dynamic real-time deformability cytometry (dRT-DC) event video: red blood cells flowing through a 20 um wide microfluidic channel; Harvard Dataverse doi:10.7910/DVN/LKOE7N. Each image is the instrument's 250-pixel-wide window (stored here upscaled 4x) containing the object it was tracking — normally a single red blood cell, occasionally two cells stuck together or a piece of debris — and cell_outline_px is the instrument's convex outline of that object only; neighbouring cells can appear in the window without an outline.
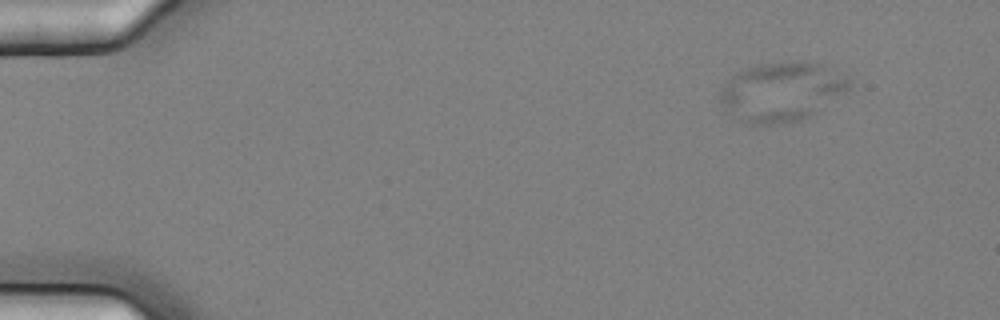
{"species": "common noctule bat (a hibernating species)", "species_latin": "Nyctalus noctula", "temperature_condition": "cold", "stored_images_in_passage": 5, "camera_frame_rate_fps": 3000, "um_per_image_px": 0.085, "animal": {"sex": "female", "body_mass_g": 25.1}, "frame": {"image": 1, "passage_image": 3, "time_ms": 0.667, "image_size_px": [1000, 320], "cell_outline_px": [[848, 88], [844, 92], [808, 116], [800, 120], [784, 124], [748, 124], [728, 112], [720, 104], [720, 92], [728, 80], [732, 76], [756, 64], [784, 60], [800, 60], [824, 64], [848, 76]], "centroid_in_image_um": [66.42, 7.76], "position_along_channel_um": 18.6, "area_um2": 44.39}}